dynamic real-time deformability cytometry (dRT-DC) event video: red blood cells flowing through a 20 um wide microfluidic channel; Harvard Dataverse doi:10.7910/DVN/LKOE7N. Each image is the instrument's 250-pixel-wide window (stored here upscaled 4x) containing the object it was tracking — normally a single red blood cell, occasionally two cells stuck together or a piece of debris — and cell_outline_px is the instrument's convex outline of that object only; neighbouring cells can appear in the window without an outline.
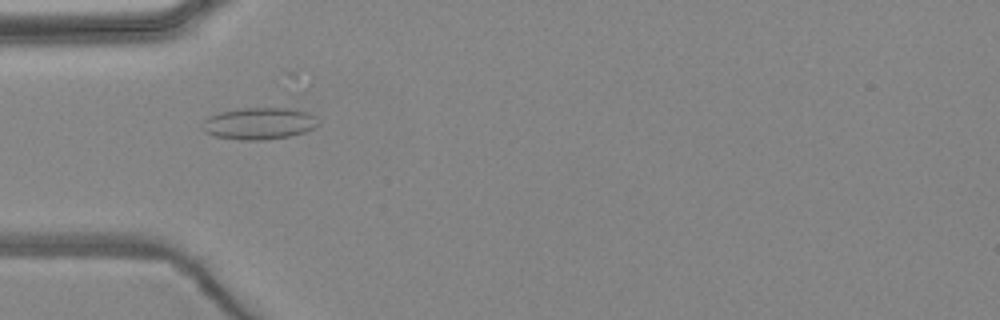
{"species": "common noctule bat (a hibernating species)", "species_latin": "Nyctalus noctula", "temperature_condition": "warm", "stored_images_in_passage": 2, "camera_frame_rate_fps": 3000, "um_per_image_px": 0.085, "animal": {"sex": "female", "body_mass_g": 24.6, "forearm_length_mm": 56.2}, "frame": {"image": 1, "passage_image": 1, "time_ms": 0.0, "image_size_px": [1000, 320], "cell_outline_px": [[316, 124], [312, 128], [304, 132], [288, 136], [264, 140], [240, 140], [212, 136], [204, 132], [200, 124], [204, 120], [220, 112], [240, 108], [280, 104], [300, 108], [308, 112], [312, 116]], "centroid_in_image_um": [22.01, 10.44], "position_along_channel_um": 63.0, "area_um2": 22.31}}